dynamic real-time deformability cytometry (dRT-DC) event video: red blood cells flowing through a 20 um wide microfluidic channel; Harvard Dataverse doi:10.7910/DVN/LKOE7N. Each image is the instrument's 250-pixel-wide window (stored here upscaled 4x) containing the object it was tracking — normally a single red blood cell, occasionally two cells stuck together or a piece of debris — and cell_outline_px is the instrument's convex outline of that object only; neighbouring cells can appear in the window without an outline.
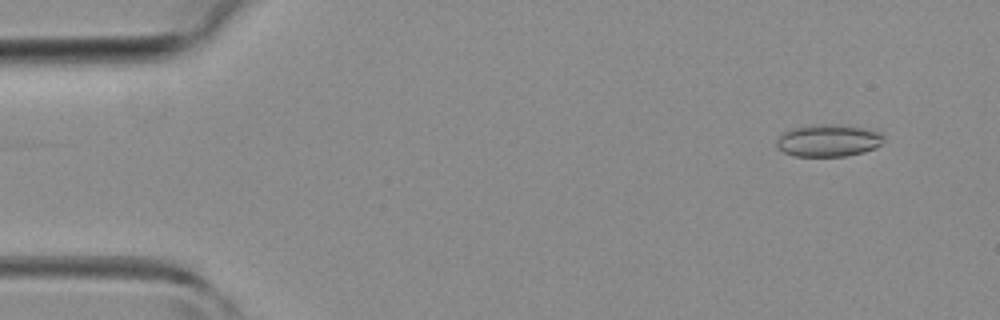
{"species": "common noctule bat (a hibernating species)", "species_latin": "Nyctalus noctula", "temperature_condition": "room temperature", "stored_images_in_passage": 21, "camera_frame_rate_fps": 3000, "um_per_image_px": 0.085, "animal": {"sex": "female", "body_mass_g": 19.3, "forearm_length_mm": 54.1}, "frame": {"image": 1, "passage_image": 4, "time_ms": 1.0, "image_size_px": [1000, 320], "cell_outline_px": [[884, 140], [880, 144], [864, 152], [844, 156], [792, 156], [776, 148], [776, 140], [788, 128], [808, 124], [844, 124], [864, 128], [880, 132], [884, 136]], "centroid_in_image_um": [70.36, 11.92], "position_along_channel_um": 14.6, "area_um2": 20.46}}
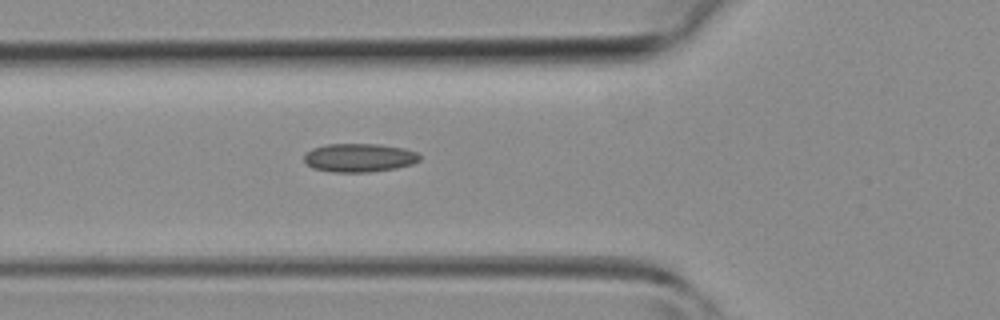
{"frame": {"image": 2, "passage_image": 16, "time_ms": 5.0, "image_size_px": [1000, 320], "cell_outline_px": [[420, 160], [412, 164], [396, 168], [368, 172], [332, 172], [312, 168], [304, 160], [304, 156], [312, 148], [328, 144], [380, 144], [404, 148], [416, 152], [420, 156]], "centroid_in_image_um": [30.54, 13.4], "position_along_channel_um": 95.3, "area_um2": 19.19}}
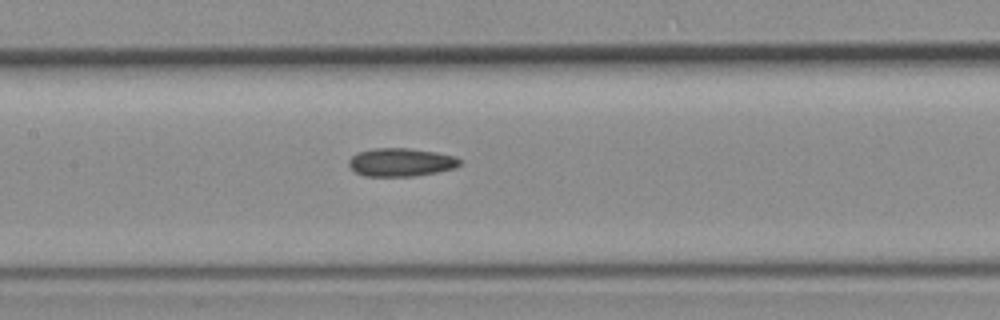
{"frame": {"image": 3, "passage_image": 21, "time_ms": 6.667, "image_size_px": [1000, 320], "cell_outline_px": [[460, 164], [456, 168], [436, 172], [412, 176], [364, 176], [356, 172], [348, 164], [348, 160], [356, 152], [372, 148], [408, 148], [436, 152], [456, 156], [460, 160]], "centroid_in_image_um": [34.06, 13.78], "position_along_channel_um": 173.3, "area_um2": 18.32}}